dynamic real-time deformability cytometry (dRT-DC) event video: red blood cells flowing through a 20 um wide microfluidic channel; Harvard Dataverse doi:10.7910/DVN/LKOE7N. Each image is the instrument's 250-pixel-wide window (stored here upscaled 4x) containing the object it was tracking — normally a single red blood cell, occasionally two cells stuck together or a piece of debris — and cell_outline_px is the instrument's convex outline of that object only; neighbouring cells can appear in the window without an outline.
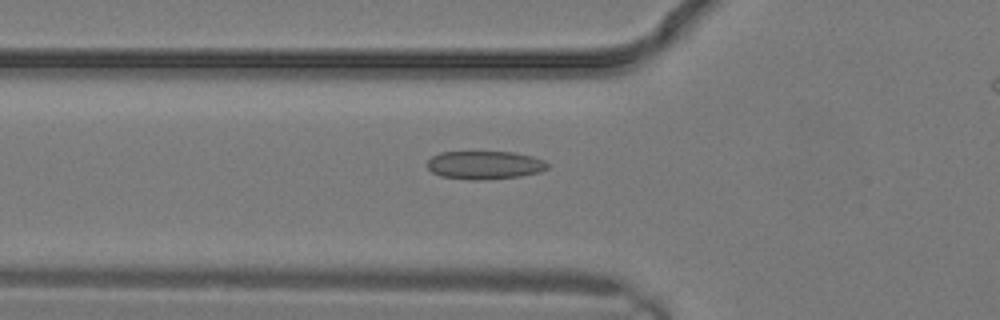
{"species": "common noctule bat (a hibernating species)", "species_latin": "Nyctalus noctula", "temperature_condition": "warm", "stored_images_in_passage": 12, "camera_frame_rate_fps": 3000, "um_per_image_px": 0.085, "animal": {"sex": "male", "body_mass_g": 19.2, "forearm_length_mm": 51.8}, "frame": {"image": 1, "passage_image": 10, "time_ms": 3.0, "image_size_px": [1000, 320], "cell_outline_px": [[552, 164], [548, 168], [540, 172], [520, 176], [484, 180], [472, 180], [440, 176], [432, 172], [428, 168], [428, 160], [432, 156], [440, 152], [512, 152], [532, 156], [544, 160]], "centroid_in_image_um": [41.23, 14.03], "position_along_channel_um": 84.6, "area_um2": 19.94}}
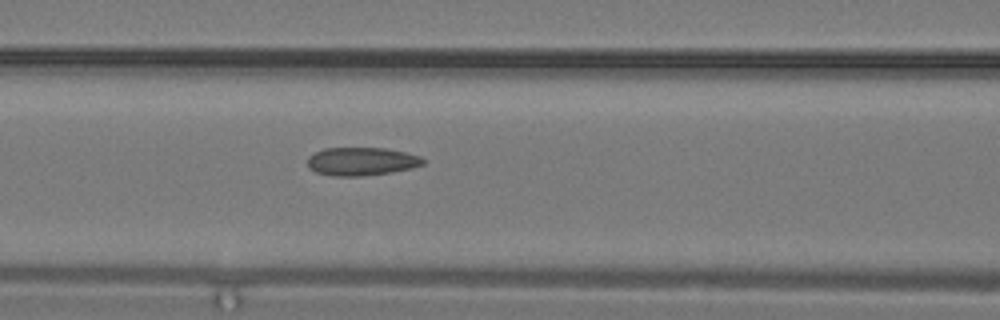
{"frame": {"image": 2, "passage_image": 12, "time_ms": 3.667, "image_size_px": [1000, 320], "cell_outline_px": [[424, 164], [412, 168], [392, 172], [360, 176], [332, 176], [316, 172], [308, 168], [308, 156], [324, 148], [384, 148], [404, 152], [420, 156], [424, 160]], "centroid_in_image_um": [30.71, 13.72], "position_along_channel_um": 135.9, "area_um2": 18.96}}